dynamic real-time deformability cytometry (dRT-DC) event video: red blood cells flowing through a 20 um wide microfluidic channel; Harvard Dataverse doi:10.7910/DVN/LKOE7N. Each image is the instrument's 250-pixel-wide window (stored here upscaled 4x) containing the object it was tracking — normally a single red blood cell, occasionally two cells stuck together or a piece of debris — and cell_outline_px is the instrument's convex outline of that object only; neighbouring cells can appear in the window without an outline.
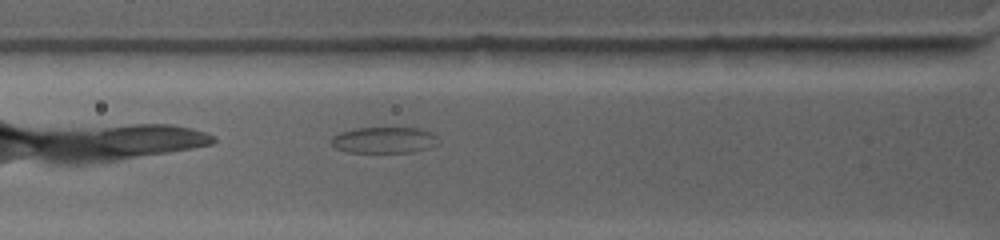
{"species": "common noctule bat (a hibernating species)", "species_latin": "Nyctalus noctula", "temperature_condition": "warm", "stored_images_in_passage": 3, "camera_frame_rate_fps": 4500, "um_per_image_px": 0.085, "animal": {"sex": "female", "body_mass_g": 19.0, "forearm_length_mm": 53.3}, "frame": {"image": 1, "passage_image": 3, "time_ms": 1.778, "image_size_px": [1000, 240], "cell_outline_px": [[440, 144], [428, 148], [412, 152], [348, 152], [336, 148], [332, 144], [332, 136], [340, 132], [356, 128], [416, 128], [432, 132], [436, 136]], "centroid_in_image_um": [32.68, 11.91], "position_along_channel_um": 93.1, "area_um2": 16.3}}